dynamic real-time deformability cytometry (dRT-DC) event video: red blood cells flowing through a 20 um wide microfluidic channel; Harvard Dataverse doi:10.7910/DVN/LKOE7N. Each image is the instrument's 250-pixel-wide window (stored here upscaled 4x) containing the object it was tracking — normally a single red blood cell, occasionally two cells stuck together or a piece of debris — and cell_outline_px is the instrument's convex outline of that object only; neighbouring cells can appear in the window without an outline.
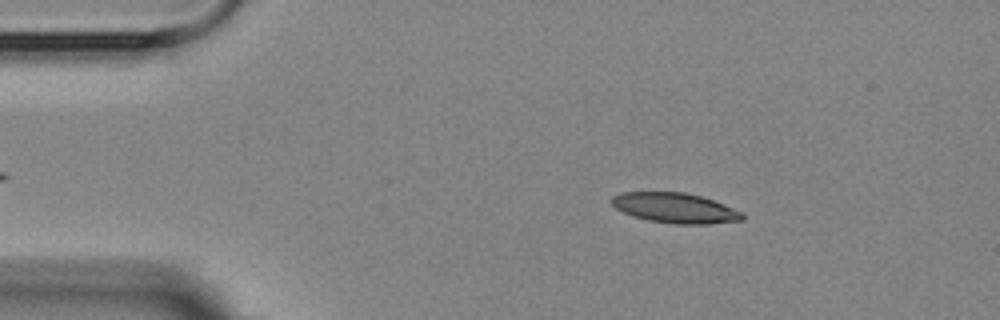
{"species": "Egyptian fruit bat (a non-hibernating species)", "species_latin": "Rousettus aegyptiacus", "temperature_condition": "room temperature", "stored_images_in_passage": 6, "camera_frame_rate_fps": 3000, "um_per_image_px": 0.085, "animal": {"sex": "female"}, "frame": {"image": 1, "passage_image": 2, "time_ms": 1.333, "image_size_px": [1000, 320], "cell_outline_px": [[744, 220], [708, 224], [676, 224], [648, 220], [632, 216], [616, 208], [608, 200], [612, 196], [620, 192], [684, 192], [700, 196], [712, 200], [744, 212]], "centroid_in_image_um": [57.36, 17.68], "position_along_channel_um": 27.6, "area_um2": 23.0}}
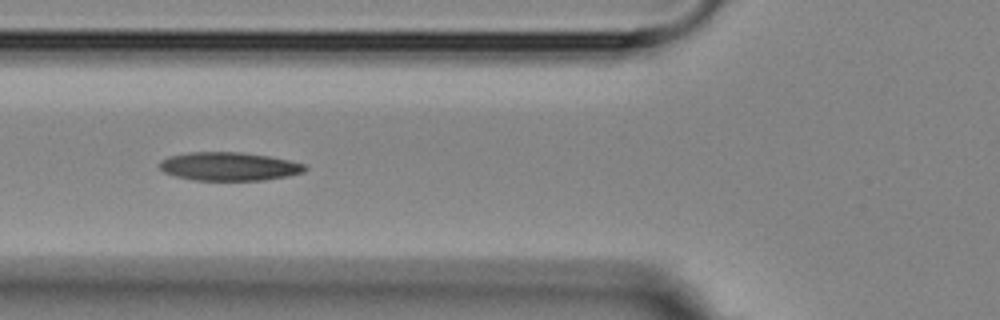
{"frame": {"image": 2, "passage_image": 5, "time_ms": 5.0, "image_size_px": [1000, 320], "cell_outline_px": [[308, 168], [304, 172], [288, 176], [264, 180], [196, 180], [176, 176], [164, 172], [160, 168], [160, 160], [168, 156], [188, 152], [240, 152], [268, 156], [288, 160], [304, 164]], "centroid_in_image_um": [19.47, 14.14], "position_along_channel_um": 106.3, "area_um2": 24.04}}
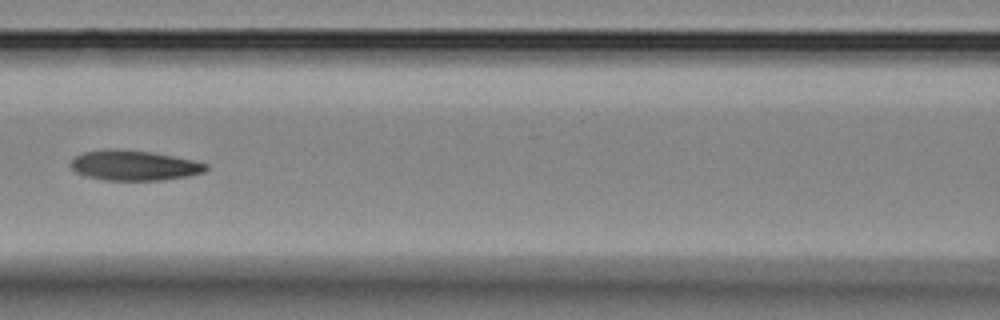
{"frame": {"image": 3, "passage_image": 6, "time_ms": 6.333, "image_size_px": [1000, 320], "cell_outline_px": [[208, 168], [204, 172], [188, 176], [164, 180], [104, 180], [84, 176], [76, 172], [68, 164], [76, 156], [84, 152], [104, 148], [120, 148], [152, 152], [192, 160], [208, 164]], "centroid_in_image_um": [11.36, 14.05], "position_along_channel_um": 155.2, "area_um2": 23.99}}